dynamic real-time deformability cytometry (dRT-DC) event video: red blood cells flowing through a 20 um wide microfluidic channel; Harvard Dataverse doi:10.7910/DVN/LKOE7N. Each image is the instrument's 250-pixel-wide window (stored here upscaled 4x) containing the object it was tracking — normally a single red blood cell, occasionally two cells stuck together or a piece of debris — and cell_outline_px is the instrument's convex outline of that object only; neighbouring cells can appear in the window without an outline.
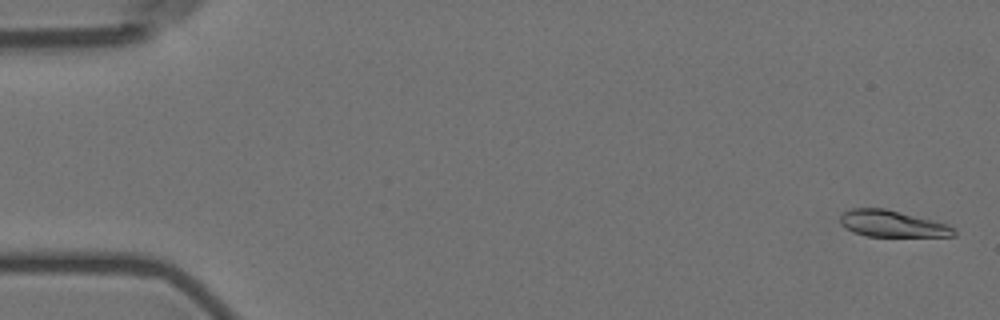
{"species": "Egyptian fruit bat (a non-hibernating species)", "species_latin": "Rousettus aegyptiacus", "temperature_condition": "room temperature", "stored_images_in_passage": 6, "camera_frame_rate_fps": 3000, "um_per_image_px": 0.085, "animal": {"sex": "female"}, "frame": {"image": 1, "passage_image": 1, "time_ms": 0.0, "image_size_px": [1000, 320], "cell_outline_px": [[956, 236], [868, 236], [852, 232], [840, 224], [840, 216], [844, 212], [852, 208], [884, 208], [948, 224], [956, 232]], "centroid_in_image_um": [75.81, 19.02], "position_along_channel_um": 9.2, "area_um2": 17.4}}
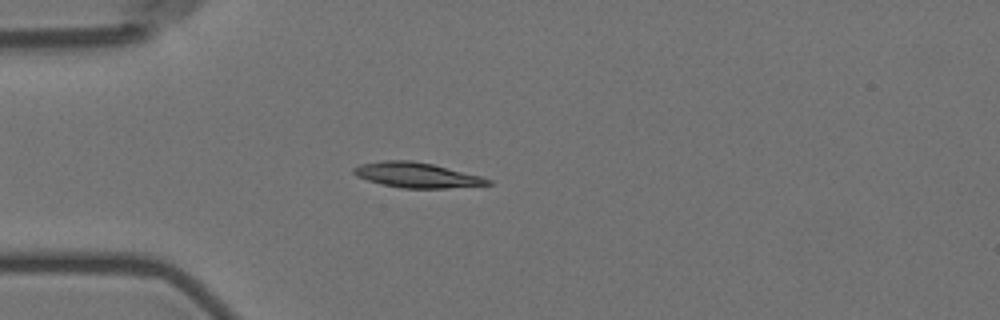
{"frame": {"image": 2, "passage_image": 5, "time_ms": 4.667, "image_size_px": [1000, 320], "cell_outline_px": [[492, 184], [444, 188], [400, 188], [368, 180], [356, 176], [352, 172], [352, 168], [360, 164], [380, 160], [412, 160], [432, 164], [480, 176], [492, 180]], "centroid_in_image_um": [35.37, 14.87], "position_along_channel_um": 49.6, "area_um2": 19.48}}